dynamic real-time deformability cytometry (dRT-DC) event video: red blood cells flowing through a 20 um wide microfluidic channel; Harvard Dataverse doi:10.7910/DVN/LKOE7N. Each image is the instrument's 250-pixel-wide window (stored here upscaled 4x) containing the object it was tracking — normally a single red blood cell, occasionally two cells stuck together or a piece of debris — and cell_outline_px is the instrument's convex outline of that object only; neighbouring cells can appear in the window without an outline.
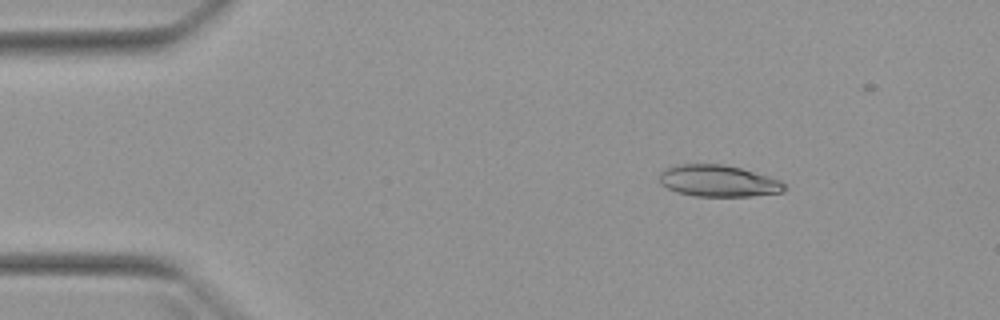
{"species": "Egyptian fruit bat (a non-hibernating species)", "species_latin": "Rousettus aegyptiacus", "temperature_condition": "warm", "stored_images_in_passage": 3, "camera_frame_rate_fps": 3000, "um_per_image_px": 0.085, "animal": {"sex": "female"}, "frame": {"image": 1, "passage_image": 1, "time_ms": 0.0, "image_size_px": [1000, 320], "cell_outline_px": [[788, 188], [784, 192], [752, 196], [696, 196], [676, 192], [660, 184], [660, 172], [664, 168], [680, 164], [720, 164], [740, 168], [768, 176], [780, 180]], "centroid_in_image_um": [61.06, 15.38], "position_along_channel_um": 23.9, "area_um2": 23.06}}